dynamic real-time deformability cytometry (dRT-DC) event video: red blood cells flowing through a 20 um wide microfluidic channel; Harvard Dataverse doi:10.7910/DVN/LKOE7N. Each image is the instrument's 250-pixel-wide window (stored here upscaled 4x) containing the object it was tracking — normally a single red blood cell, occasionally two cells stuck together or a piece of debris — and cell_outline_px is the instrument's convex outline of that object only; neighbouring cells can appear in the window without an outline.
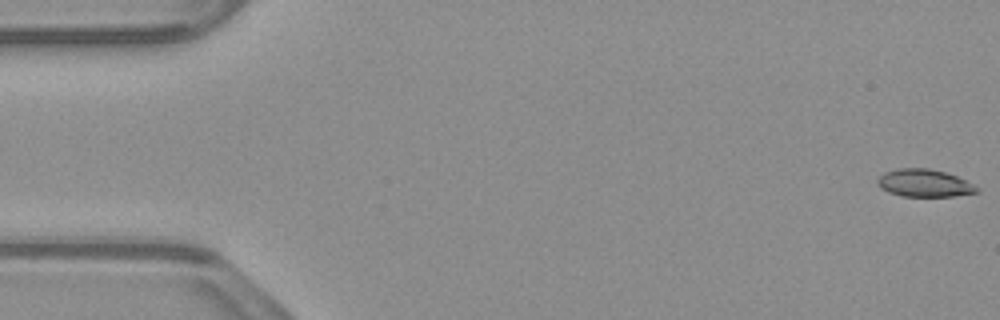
{"species": "common noctule bat (a hibernating species)", "species_latin": "Nyctalus noctula", "temperature_condition": "warm", "stored_images_in_passage": 53, "camera_frame_rate_fps": 3000, "um_per_image_px": 0.085, "animal": {"sex": "male", "body_mass_g": 23.1, "forearm_length_mm": 52.7}, "frame": {"image": 1, "passage_image": 1, "time_ms": 0.0, "image_size_px": [1000, 320], "cell_outline_px": [[980, 188], [976, 192], [956, 196], [904, 196], [888, 192], [880, 188], [876, 184], [876, 180], [884, 172], [896, 168], [928, 168], [944, 172], [956, 176]], "centroid_in_image_um": [78.51, 15.56], "position_along_channel_um": 6.5, "area_um2": 15.9}}
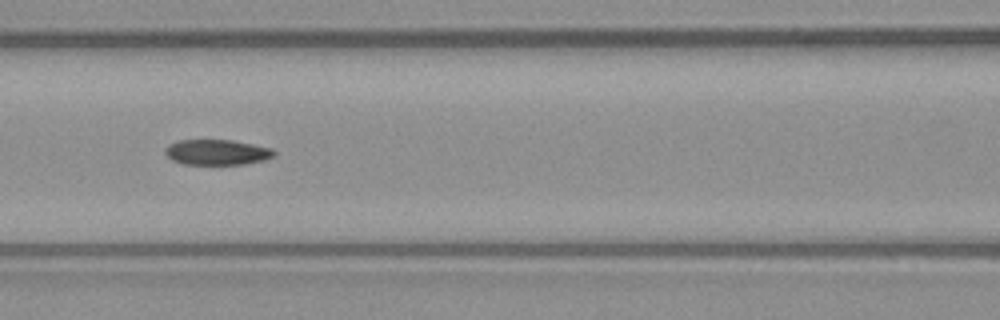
{"frame": {"image": 2, "passage_image": 23, "time_ms": 7.333, "image_size_px": [1000, 320], "cell_outline_px": [[276, 156], [264, 160], [244, 164], [180, 164], [172, 160], [164, 152], [164, 148], [168, 144], [176, 140], [232, 140], [272, 148], [276, 152]], "centroid_in_image_um": [18.42, 12.94], "position_along_channel_um": 148.2, "area_um2": 16.3}}
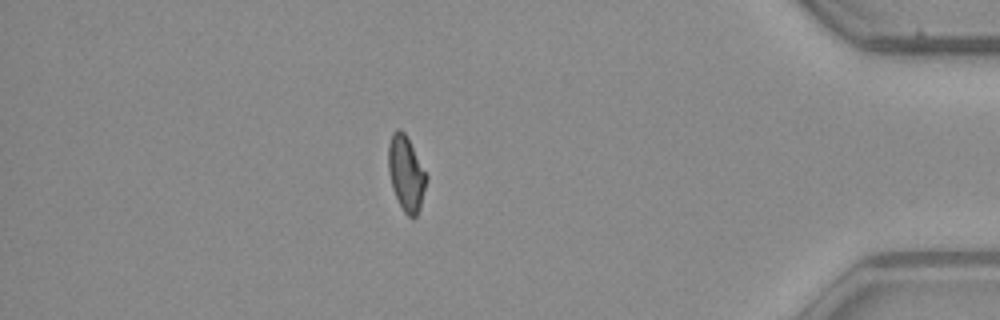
{"frame": {"image": 3, "passage_image": 46, "time_ms": 15.0, "image_size_px": [1000, 320], "cell_outline_px": [[428, 176], [420, 208], [416, 216], [412, 220], [404, 212], [392, 188], [388, 172], [388, 144], [392, 132], [396, 128], [400, 128], [404, 132]], "centroid_in_image_um": [34.51, 14.74], "position_along_channel_um": 400.7, "area_um2": 16.65}, "authors_computed_cell_mechanics": {"area_um2": 16.762, "velocity_mm_per_s": 3.9018, "shape_relaxation_time_tau1_ms": 7.8862, "shape_relaxation_time_tau2_ms": 4.6406, "deformation_change_tau1": 0.1904, "deformation_change_tau2": 0.07}}